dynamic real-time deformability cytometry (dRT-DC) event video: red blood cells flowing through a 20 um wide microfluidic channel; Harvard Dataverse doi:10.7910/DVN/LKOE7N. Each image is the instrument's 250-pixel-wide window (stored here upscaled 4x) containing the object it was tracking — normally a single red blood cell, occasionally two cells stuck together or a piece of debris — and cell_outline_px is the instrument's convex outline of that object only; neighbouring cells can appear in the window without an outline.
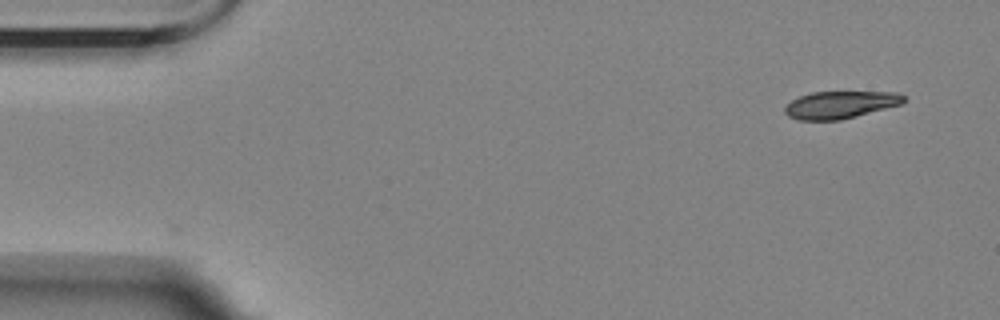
{"species": "Egyptian fruit bat (a non-hibernating species)", "species_latin": "Rousettus aegyptiacus", "temperature_condition": "room temperature", "stored_images_in_passage": 3, "camera_frame_rate_fps": 3000, "um_per_image_px": 0.085, "animal": {"sex": "female"}, "frame": {"image": 1, "passage_image": 1, "time_ms": 0.0, "image_size_px": [1000, 320], "cell_outline_px": [[904, 104], [840, 120], [796, 120], [788, 116], [784, 112], [784, 108], [792, 100], [800, 96], [812, 92], [900, 92], [904, 96]], "centroid_in_image_um": [71.44, 8.91], "position_along_channel_um": 13.6, "area_um2": 19.02}}
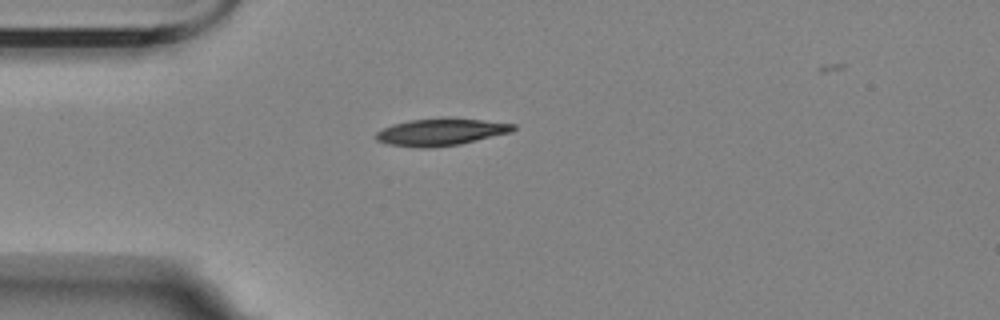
{"frame": {"image": 2, "passage_image": 3, "time_ms": 3.667, "image_size_px": [1000, 320], "cell_outline_px": [[516, 128], [512, 132], [460, 144], [432, 148], [416, 148], [388, 144], [376, 140], [376, 132], [392, 124], [412, 120], [444, 116], [448, 116], [516, 124]], "centroid_in_image_um": [37.49, 11.21], "position_along_channel_um": 47.5, "area_um2": 22.08}}